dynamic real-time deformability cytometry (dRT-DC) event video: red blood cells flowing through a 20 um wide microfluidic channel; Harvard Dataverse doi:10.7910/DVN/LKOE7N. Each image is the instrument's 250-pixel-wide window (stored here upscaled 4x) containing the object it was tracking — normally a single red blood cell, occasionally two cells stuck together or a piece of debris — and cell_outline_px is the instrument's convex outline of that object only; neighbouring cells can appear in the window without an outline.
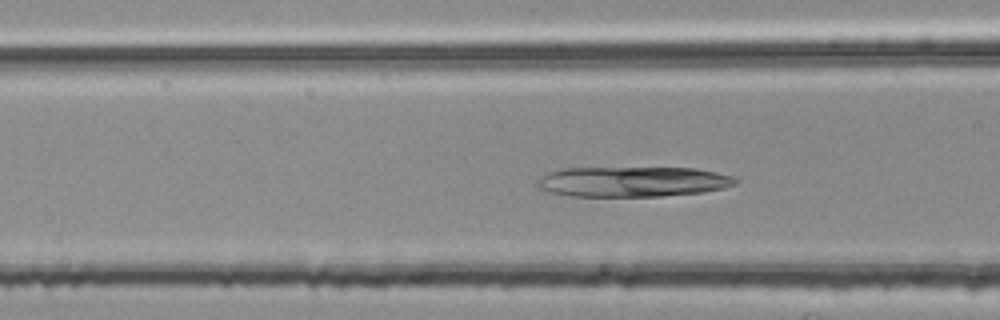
{"species": "common noctule bat (a hibernating species)", "species_latin": "Nyctalus noctula", "temperature_condition": "room temperature", "stored_images_in_passage": 37, "camera_frame_rate_fps": 3000, "um_per_image_px": 0.085, "animal": {"sex": "female", "body_mass_g": 25.1}, "frame": {"image": 1, "passage_image": 14, "time_ms": 4.333, "image_size_px": [1000, 320], "cell_outline_px": [[740, 180], [736, 184], [724, 188], [704, 192], [660, 196], [572, 196], [552, 192], [540, 188], [536, 184], [548, 172], [560, 168], [696, 168], [716, 172], [732, 176]], "centroid_in_image_um": [53.84, 15.44], "position_along_channel_um": 112.8, "area_um2": 34.8}}
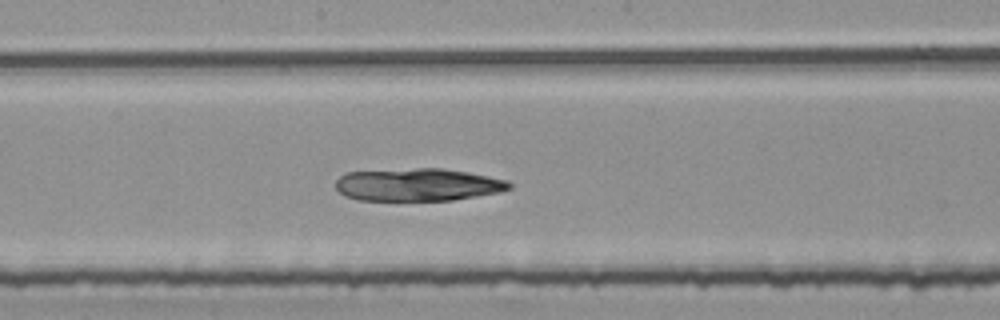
{"frame": {"image": 2, "passage_image": 22, "time_ms": 7.0, "image_size_px": [1000, 320], "cell_outline_px": [[512, 188], [500, 192], [452, 200], [360, 200], [344, 196], [336, 188], [336, 180], [344, 172], [416, 168], [440, 168], [468, 172], [508, 180], [512, 184]], "centroid_in_image_um": [35.51, 15.69], "position_along_channel_um": 212.7, "area_um2": 33.12}}
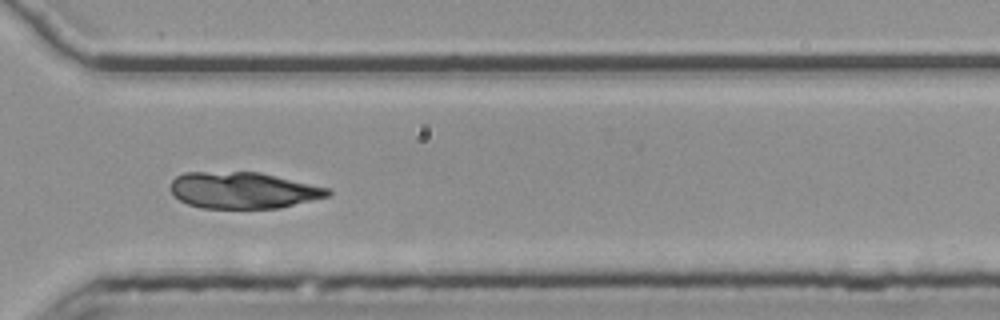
{"frame": {"image": 3, "passage_image": 33, "time_ms": 10.667, "image_size_px": [1000, 320], "cell_outline_px": [[332, 192], [328, 196], [280, 208], [200, 208], [188, 204], [180, 200], [168, 188], [172, 180], [176, 176], [184, 172], [260, 172], [328, 188]], "centroid_in_image_um": [20.63, 16.17], "position_along_channel_um": 350.0, "area_um2": 33.35}}